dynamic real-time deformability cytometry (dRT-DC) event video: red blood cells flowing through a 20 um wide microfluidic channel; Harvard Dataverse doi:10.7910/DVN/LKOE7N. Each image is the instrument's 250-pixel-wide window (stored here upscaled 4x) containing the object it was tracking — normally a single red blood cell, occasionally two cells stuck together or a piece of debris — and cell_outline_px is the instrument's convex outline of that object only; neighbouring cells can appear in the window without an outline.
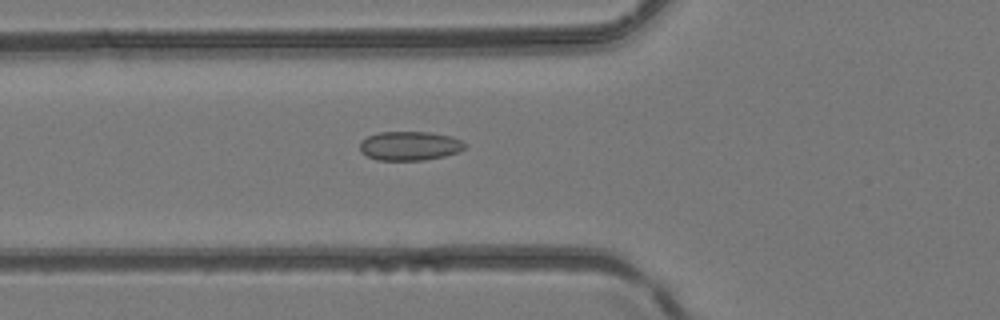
{"species": "common noctule bat (a hibernating species)", "species_latin": "Nyctalus noctula", "temperature_condition": "room temperature", "stored_images_in_passage": 47, "camera_frame_rate_fps": 3000, "um_per_image_px": 0.085, "animal": {"sex": "female", "body_mass_g": 24.6, "forearm_length_mm": 56.2}, "frame": {"image": 1, "passage_image": 18, "time_ms": 5.667, "image_size_px": [1000, 320], "cell_outline_px": [[468, 144], [460, 152], [444, 156], [424, 160], [376, 160], [360, 152], [360, 140], [368, 136], [380, 132], [432, 132], [452, 136]], "centroid_in_image_um": [34.84, 12.39], "position_along_channel_um": 91.0, "area_um2": 17.98}}
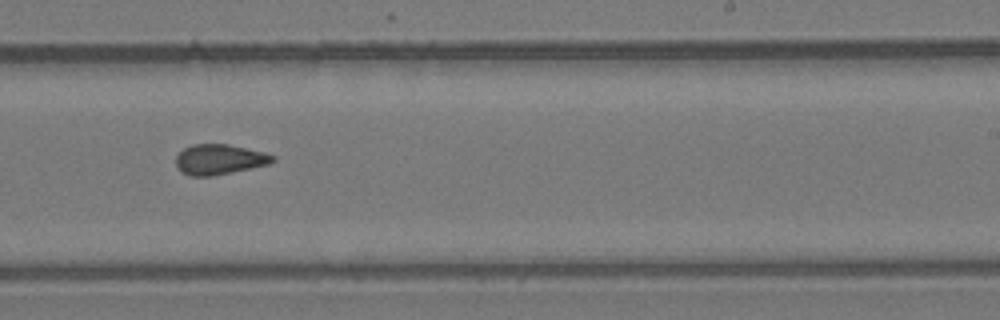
{"frame": {"image": 2, "passage_image": 30, "time_ms": 9.667, "image_size_px": [1000, 320], "cell_outline_px": [[276, 160], [268, 164], [232, 172], [212, 176], [192, 176], [180, 172], [176, 168], [176, 156], [184, 148], [192, 144], [228, 144], [264, 152], [276, 156]], "centroid_in_image_um": [18.63, 13.55], "position_along_channel_um": 270.4, "area_um2": 17.11}}
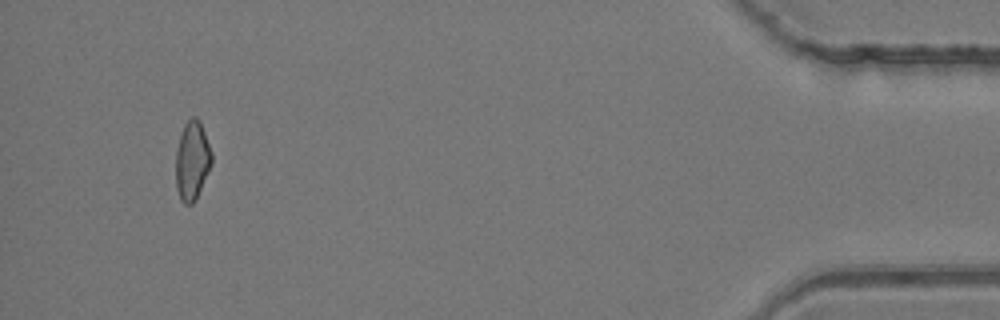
{"frame": {"image": 3, "passage_image": 45, "time_ms": 14.667, "image_size_px": [1000, 320], "cell_outline_px": [[212, 164], [192, 204], [184, 204], [180, 200], [176, 188], [176, 152], [180, 136], [184, 124], [192, 116], [196, 116], [200, 120], [212, 152]], "centroid_in_image_um": [16.33, 13.62], "position_along_channel_um": 418.9, "area_um2": 16.42}}